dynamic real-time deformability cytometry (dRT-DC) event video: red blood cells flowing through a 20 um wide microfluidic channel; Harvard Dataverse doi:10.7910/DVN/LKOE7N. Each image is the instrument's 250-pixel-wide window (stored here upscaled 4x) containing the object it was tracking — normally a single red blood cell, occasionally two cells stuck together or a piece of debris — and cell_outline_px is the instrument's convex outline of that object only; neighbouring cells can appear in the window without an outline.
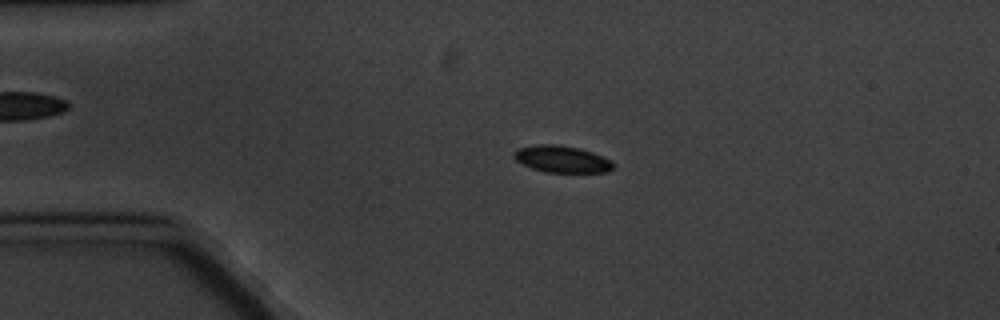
{"species": "common noctule bat (a hibernating species)", "species_latin": "Nyctalus noctula", "temperature_condition": "cold", "stored_images_in_passage": 5, "camera_frame_rate_fps": 3000, "um_per_image_px": 0.085, "animal": {"sex": "male", "body_mass_g": 20.1, "forearm_length_mm": 53.5}, "frame": {"image": 1, "passage_image": 4, "time_ms": 4.333, "image_size_px": [1000, 320], "cell_outline_px": [[616, 164], [608, 172], [544, 172], [532, 168], [516, 160], [512, 156], [512, 152], [516, 148], [536, 144], [556, 144], [580, 148], [592, 152], [612, 160]], "centroid_in_image_um": [47.75, 13.51], "position_along_channel_um": 37.3, "area_um2": 15.72}}